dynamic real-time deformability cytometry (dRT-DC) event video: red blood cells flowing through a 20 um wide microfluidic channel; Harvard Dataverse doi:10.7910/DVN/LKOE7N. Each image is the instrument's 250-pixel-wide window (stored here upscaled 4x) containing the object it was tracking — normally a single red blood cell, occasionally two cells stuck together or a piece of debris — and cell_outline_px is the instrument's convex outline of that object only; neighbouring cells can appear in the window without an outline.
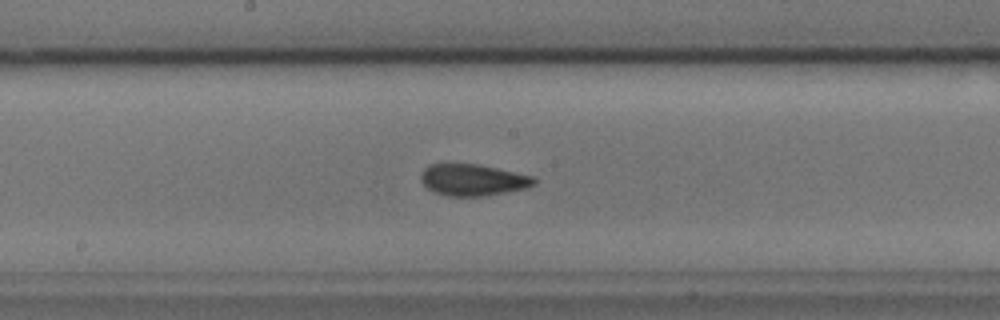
{"species": "common noctule bat (a hibernating species)", "species_latin": "Nyctalus noctula", "temperature_condition": "cold", "stored_images_in_passage": 47, "camera_frame_rate_fps": 3000, "um_per_image_px": 0.085, "animal": {"sex": "male", "body_mass_g": 17.9, "forearm_length_mm": 54.2}, "frame": {"image": 1, "passage_image": 20, "time_ms": 6.333, "image_size_px": [1000, 320], "cell_outline_px": [[536, 184], [528, 188], [484, 196], [448, 196], [432, 192], [420, 180], [420, 176], [424, 168], [428, 164], [480, 164], [532, 176], [536, 180]], "centroid_in_image_um": [40.18, 15.29], "position_along_channel_um": 208.0, "area_um2": 20.92}}
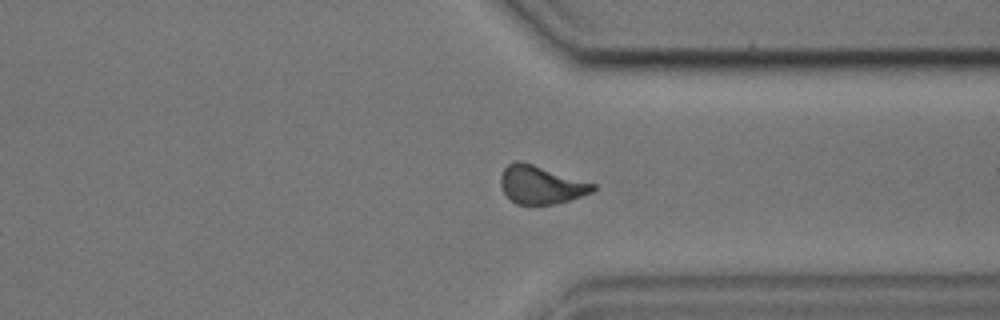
{"frame": {"image": 2, "passage_image": 33, "time_ms": 10.667, "image_size_px": [1000, 320], "cell_outline_px": [[596, 188], [592, 192], [556, 204], [516, 204], [504, 192], [500, 184], [500, 176], [504, 168], [508, 164], [516, 160], [520, 160], [596, 184]], "centroid_in_image_um": [45.96, 15.69], "position_along_channel_um": 365.4, "area_um2": 20.35}}
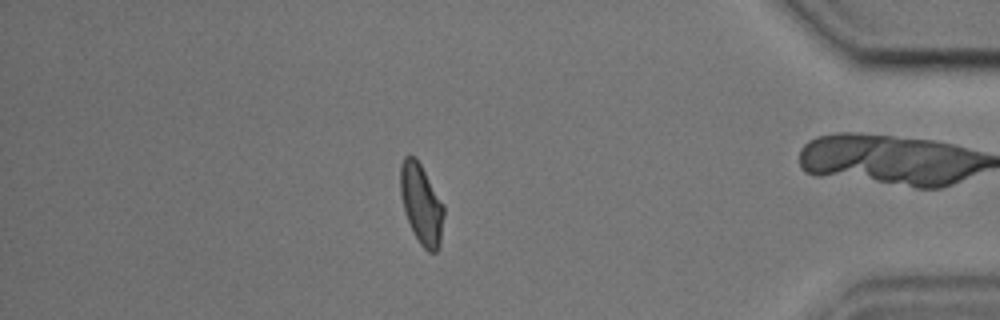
{"frame": {"image": 3, "passage_image": 39, "time_ms": 12.667, "image_size_px": [1000, 320], "cell_outline_px": [[444, 216], [440, 248], [436, 252], [428, 252], [420, 244], [408, 220], [400, 196], [400, 164], [404, 156], [416, 156], [444, 204]], "centroid_in_image_um": [35.83, 17.33], "position_along_channel_um": 399.4, "area_um2": 20.4}, "authors_computed_cell_mechanics": {"area_um2": 20.6924, "velocity_mm_per_s": 3.6523, "shape_relaxation_time_tau1_ms": 6.8527, "shape_relaxation_time_tau2_ms": 2.3405, "deformation_change_tau1": 0.1346, "deformation_change_tau2": 0.0722}}